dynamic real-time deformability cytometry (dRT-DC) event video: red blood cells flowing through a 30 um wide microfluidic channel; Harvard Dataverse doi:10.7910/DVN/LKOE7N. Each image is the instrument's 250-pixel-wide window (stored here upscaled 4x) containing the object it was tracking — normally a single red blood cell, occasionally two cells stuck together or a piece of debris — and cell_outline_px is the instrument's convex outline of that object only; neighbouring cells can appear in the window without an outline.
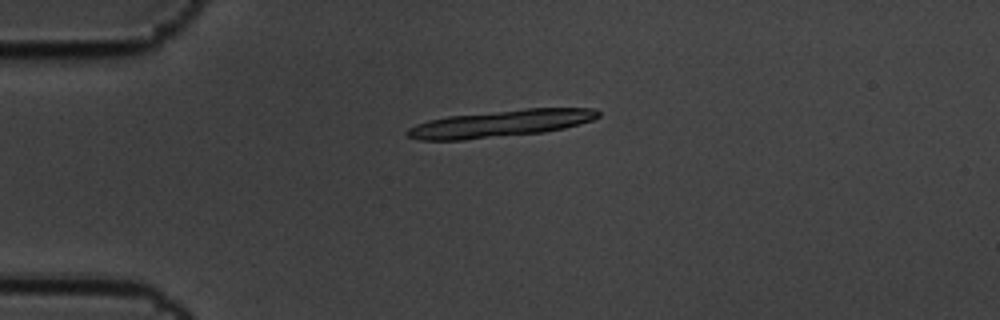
{"species": "common noctule bat (a hibernating species)", "species_latin": "Nyctalus noctula", "temperature_condition": "cold", "stored_images_in_passage": 5, "camera_frame_rate_fps": 3000, "um_per_image_px": 0.085, "animal": {"sex": "male", "body_mass_g": 19.5, "forearm_length_mm": 54.6}, "frame": {"image": 1, "passage_image": 4, "time_ms": 1.0, "image_size_px": [1000, 320], "cell_outline_px": [[600, 116], [592, 120], [580, 124], [564, 128], [544, 132], [464, 140], [420, 140], [408, 136], [404, 132], [408, 128], [416, 124], [428, 120], [448, 116], [524, 108], [596, 108], [600, 112]], "centroid_in_image_um": [42.55, 10.5], "position_along_channel_um": 42.4, "area_um2": 30.17}}